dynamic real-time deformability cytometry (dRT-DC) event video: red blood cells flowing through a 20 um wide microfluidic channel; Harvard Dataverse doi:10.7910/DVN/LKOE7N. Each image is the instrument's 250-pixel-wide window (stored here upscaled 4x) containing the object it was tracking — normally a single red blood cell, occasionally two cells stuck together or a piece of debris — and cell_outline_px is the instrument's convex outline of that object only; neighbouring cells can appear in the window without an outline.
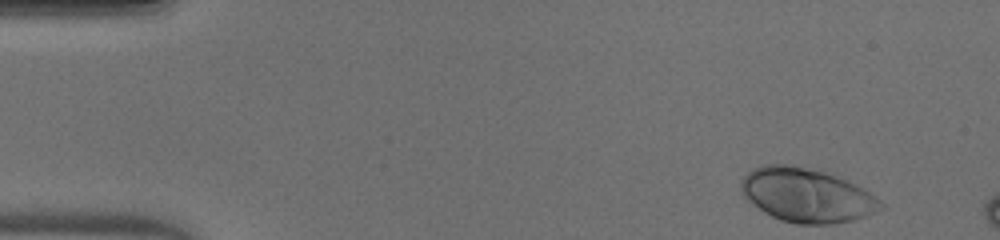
{"species": "human", "species_latin": "Homo sapiens", "temperature_condition": "warm", "stored_images_in_passage": 8, "camera_frame_rate_fps": 3000, "um_per_image_px": 0.085, "donor": {"sex": "male"}, "frame": {"image": 1, "passage_image": 1, "time_ms": 0.0, "image_size_px": [1000, 240], "cell_outline_px": [[884, 208], [876, 212], [852, 220], [832, 224], [796, 224], [780, 220], [764, 212], [748, 200], [740, 192], [740, 180], [748, 172], [764, 164], [788, 164], [824, 172], [844, 180], [876, 196], [884, 204]], "centroid_in_image_um": [68.53, 16.61], "position_along_channel_um": 16.5, "area_um2": 43.52}}